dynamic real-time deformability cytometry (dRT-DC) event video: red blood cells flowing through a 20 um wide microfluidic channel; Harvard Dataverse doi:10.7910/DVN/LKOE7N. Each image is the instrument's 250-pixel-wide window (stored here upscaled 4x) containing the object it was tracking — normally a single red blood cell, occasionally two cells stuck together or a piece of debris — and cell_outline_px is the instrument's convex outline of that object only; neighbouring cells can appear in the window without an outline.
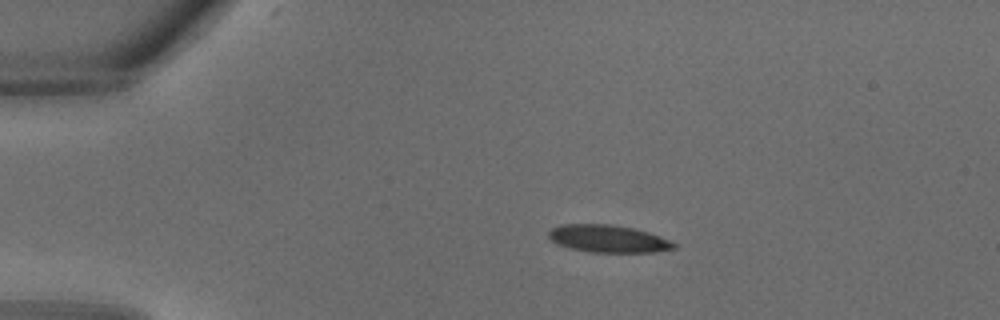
{"species": "common noctule bat (a hibernating species)", "species_latin": "Nyctalus noctula", "temperature_condition": "warm", "stored_images_in_passage": 27, "camera_frame_rate_fps": 3000, "um_per_image_px": 0.085, "animal": {"sex": "male", "body_mass_g": 18.8}, "frame": {"image": 1, "passage_image": 1, "time_ms": 0.0, "image_size_px": [1000, 320], "cell_outline_px": [[680, 244], [676, 248], [656, 252], [592, 252], [572, 248], [560, 244], [552, 240], [548, 236], [548, 232], [552, 228], [564, 224], [612, 224], [636, 228], [660, 236]], "centroid_in_image_um": [51.78, 20.28], "position_along_channel_um": 33.2, "area_um2": 20.06}}
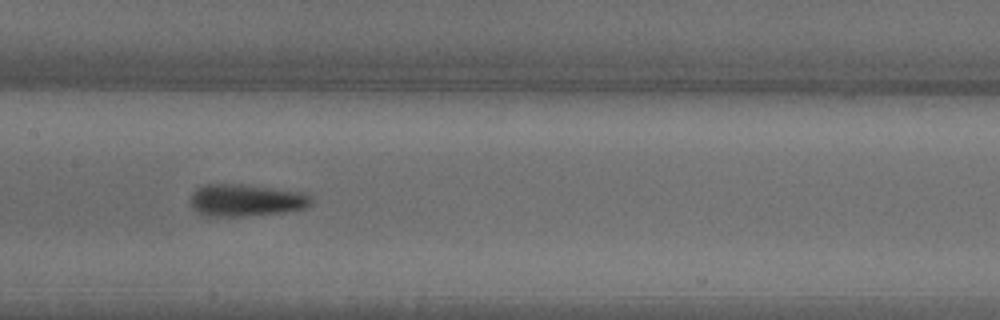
{"frame": {"image": 2, "passage_image": 11, "time_ms": 3.333, "image_size_px": [1000, 320], "cell_outline_px": [[312, 204], [304, 208], [284, 212], [240, 216], [208, 216], [192, 208], [192, 192], [196, 188], [204, 184], [240, 184], [304, 192], [312, 196]], "centroid_in_image_um": [20.93, 17.01], "position_along_channel_um": 186.5, "area_um2": 22.48}}
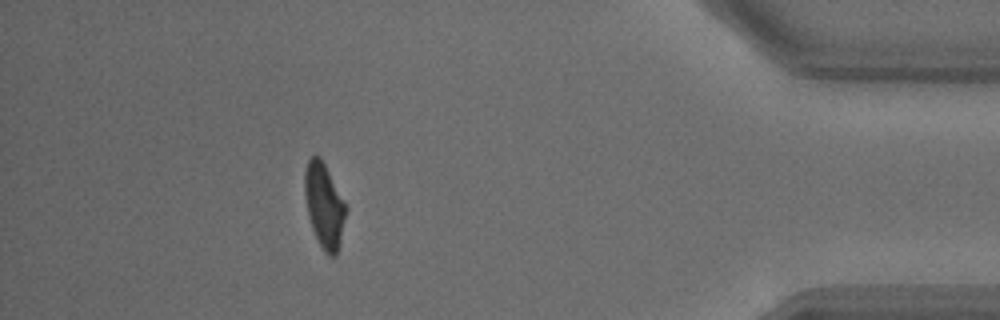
{"frame": {"image": 3, "passage_image": 24, "time_ms": 7.667, "image_size_px": [1000, 320], "cell_outline_px": [[348, 208], [336, 256], [328, 256], [324, 252], [312, 228], [308, 216], [304, 192], [304, 172], [308, 160], [312, 156], [320, 156]], "centroid_in_image_um": [27.55, 17.47], "position_along_channel_um": 407.6, "area_um2": 20.17}}